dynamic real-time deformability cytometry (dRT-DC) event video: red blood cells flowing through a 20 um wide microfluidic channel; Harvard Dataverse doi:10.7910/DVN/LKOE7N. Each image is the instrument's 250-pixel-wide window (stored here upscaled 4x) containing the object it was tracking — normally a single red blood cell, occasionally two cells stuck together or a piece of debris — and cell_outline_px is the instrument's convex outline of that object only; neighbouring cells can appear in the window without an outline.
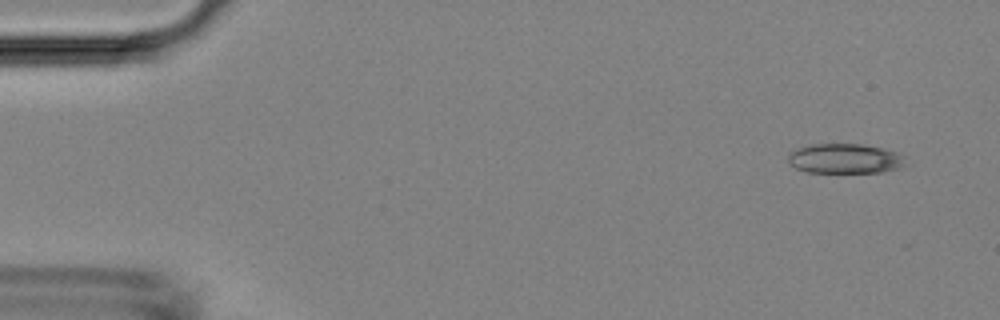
{"species": "Egyptian fruit bat (a non-hibernating species)", "species_latin": "Rousettus aegyptiacus", "temperature_condition": "room temperature", "stored_images_in_passage": 5, "camera_frame_rate_fps": 3000, "um_per_image_px": 0.085, "animal": {"sex": "female"}, "frame": {"image": 1, "passage_image": 1, "time_ms": 0.0, "image_size_px": [1000, 320], "cell_outline_px": [[908, 164], [900, 168], [884, 172], [804, 172], [788, 164], [788, 152], [796, 148], [812, 144], [864, 144], [884, 148], [900, 152], [904, 156]], "centroid_in_image_um": [71.85, 13.48], "position_along_channel_um": 13.2, "area_um2": 20.92}}
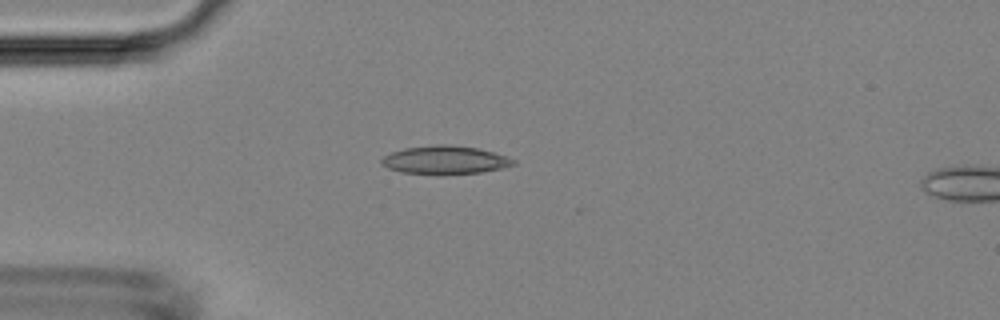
{"frame": {"image": 2, "passage_image": 4, "time_ms": 3.333, "image_size_px": [1000, 320], "cell_outline_px": [[516, 164], [500, 168], [480, 172], [400, 172], [388, 168], [380, 164], [380, 160], [384, 156], [392, 152], [404, 148], [436, 144], [448, 144], [480, 148], [508, 156], [516, 160]], "centroid_in_image_um": [37.84, 13.55], "position_along_channel_um": 47.2, "area_um2": 21.15}}